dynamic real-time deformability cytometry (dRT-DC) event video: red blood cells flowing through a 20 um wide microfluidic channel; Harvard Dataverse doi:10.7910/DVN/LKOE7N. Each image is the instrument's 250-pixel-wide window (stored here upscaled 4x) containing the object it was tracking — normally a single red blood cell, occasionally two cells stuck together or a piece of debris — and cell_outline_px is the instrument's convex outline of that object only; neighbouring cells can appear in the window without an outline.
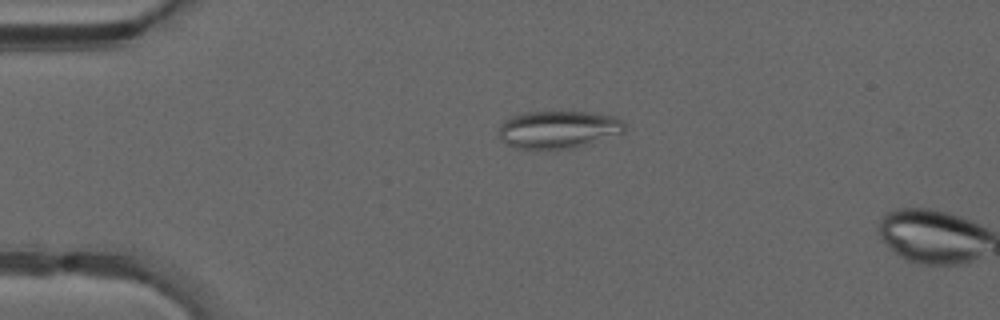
{"species": "common noctule bat (a hibernating species)", "species_latin": "Nyctalus noctula", "temperature_condition": "warm", "stored_images_in_passage": 3, "camera_frame_rate_fps": 3000, "um_per_image_px": 0.085, "animal": {"sex": "male", "forearm_length_mm": 52.5}, "frame": {"image": 1, "passage_image": 2, "time_ms": 0.333, "image_size_px": [1000, 320], "cell_outline_px": [[624, 132], [576, 148], [516, 148], [500, 140], [496, 132], [500, 124], [504, 120], [512, 116], [524, 112], [588, 112], [616, 116], [624, 124]], "centroid_in_image_um": [47.41, 11.0], "position_along_channel_um": 37.6, "area_um2": 27.57}}